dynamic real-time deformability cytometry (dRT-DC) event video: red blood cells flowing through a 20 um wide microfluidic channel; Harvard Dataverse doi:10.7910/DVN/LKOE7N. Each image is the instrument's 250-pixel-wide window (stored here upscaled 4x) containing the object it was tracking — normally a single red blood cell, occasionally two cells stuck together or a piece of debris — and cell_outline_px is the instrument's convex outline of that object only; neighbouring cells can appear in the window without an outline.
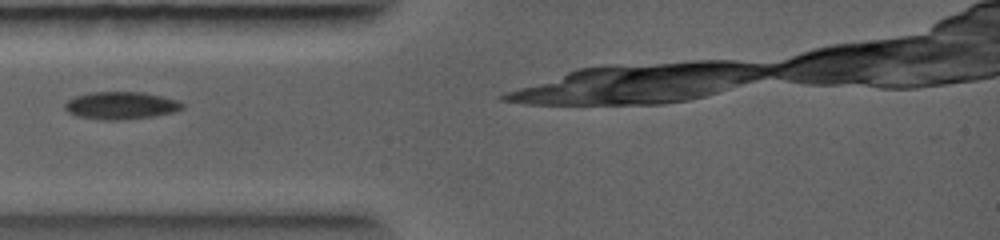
{"species": "common noctule bat (a hibernating species)", "species_latin": "Nyctalus noctula", "temperature_condition": "warm", "stored_images_in_passage": 1, "camera_frame_rate_fps": 5000, "um_per_image_px": 0.085, "animal": {"sex": "female", "body_mass_g": 19.0, "forearm_length_mm": 56.7}, "frame": {"image": 1, "passage_image": 1, "time_ms": 0.0, "image_size_px": [1000, 240], "cell_outline_px": [[184, 108], [176, 112], [156, 116], [120, 120], [100, 120], [76, 116], [68, 112], [64, 108], [64, 104], [68, 100], [76, 96], [92, 92], [144, 92], [176, 100], [184, 104]], "centroid_in_image_um": [10.28, 8.98], "position_along_channel_um": 74.7, "area_um2": 18.96}}